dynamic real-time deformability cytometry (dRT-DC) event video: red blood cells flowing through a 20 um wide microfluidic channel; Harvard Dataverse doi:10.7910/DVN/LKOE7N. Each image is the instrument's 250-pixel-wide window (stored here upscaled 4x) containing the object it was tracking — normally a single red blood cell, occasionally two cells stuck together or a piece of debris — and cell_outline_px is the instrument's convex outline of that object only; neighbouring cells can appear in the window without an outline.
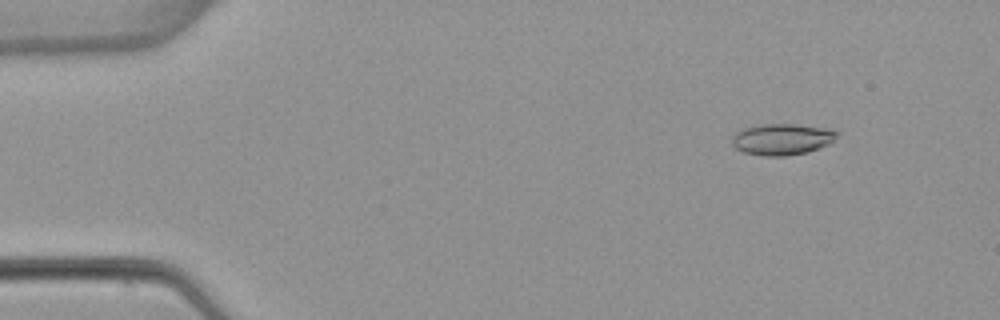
{"species": "common noctule bat (a hibernating species)", "species_latin": "Nyctalus noctula", "temperature_condition": "warm", "stored_images_in_passage": 53, "camera_frame_rate_fps": 3000, "um_per_image_px": 0.085, "animal": {"sex": "female", "body_mass_g": 22.7, "forearm_length_mm": 54.2}, "frame": {"image": 1, "passage_image": 6, "time_ms": 1.667, "image_size_px": [1000, 320], "cell_outline_px": [[840, 132], [828, 144], [820, 148], [808, 152], [784, 156], [764, 156], [744, 152], [736, 148], [732, 144], [732, 136], [736, 132], [744, 128], [764, 124], [796, 124], [832, 128]], "centroid_in_image_um": [66.5, 11.83], "position_along_channel_um": 18.5, "area_um2": 19.25}}
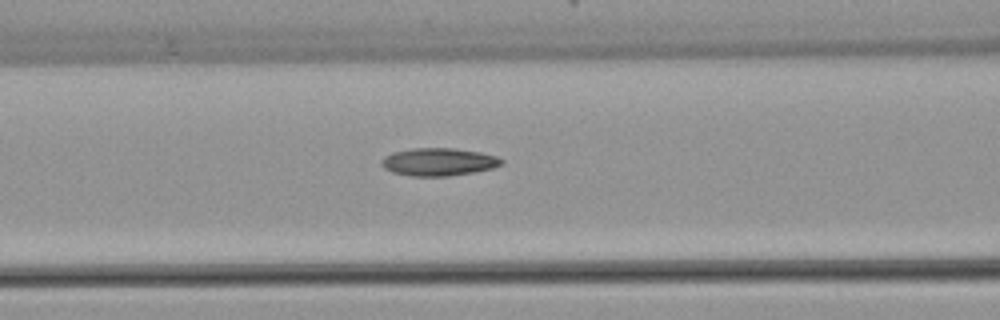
{"frame": {"image": 2, "passage_image": 22, "time_ms": 7.0, "image_size_px": [1000, 320], "cell_outline_px": [[504, 164], [492, 168], [472, 172], [448, 176], [408, 176], [392, 172], [384, 168], [380, 164], [380, 160], [384, 156], [392, 152], [412, 148], [456, 148], [480, 152], [496, 156], [504, 160]], "centroid_in_image_um": [37.25, 13.75], "position_along_channel_um": 129.3, "area_um2": 19.59}}
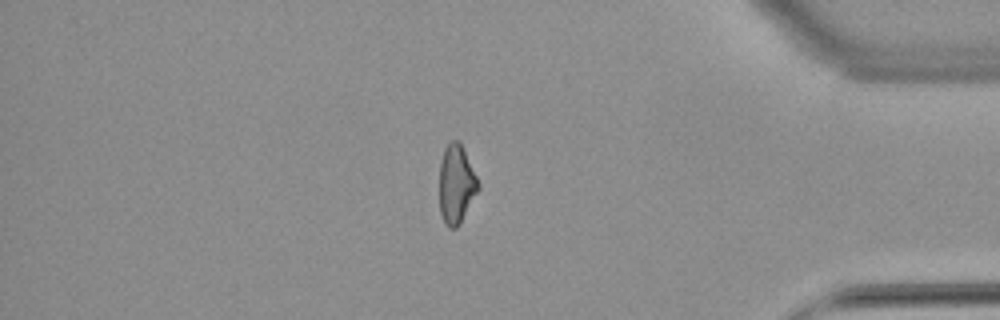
{"frame": {"image": 3, "passage_image": 45, "time_ms": 14.667, "image_size_px": [1000, 320], "cell_outline_px": [[480, 188], [460, 224], [456, 228], [448, 228], [444, 224], [440, 212], [440, 160], [444, 148], [452, 140], [456, 140], [460, 144], [480, 184]], "centroid_in_image_um": [38.77, 15.71], "position_along_channel_um": 396.4, "area_um2": 17.69}, "authors_computed_cell_mechanics": {"area_um2": 18.6116, "velocity_mm_per_s": 3.9018, "shape_relaxation_time_tau1_ms": null, "shape_relaxation_time_tau2_ms": 2.5181, "deformation_change_tau1": null, "deformation_change_tau2": 0.0958}}